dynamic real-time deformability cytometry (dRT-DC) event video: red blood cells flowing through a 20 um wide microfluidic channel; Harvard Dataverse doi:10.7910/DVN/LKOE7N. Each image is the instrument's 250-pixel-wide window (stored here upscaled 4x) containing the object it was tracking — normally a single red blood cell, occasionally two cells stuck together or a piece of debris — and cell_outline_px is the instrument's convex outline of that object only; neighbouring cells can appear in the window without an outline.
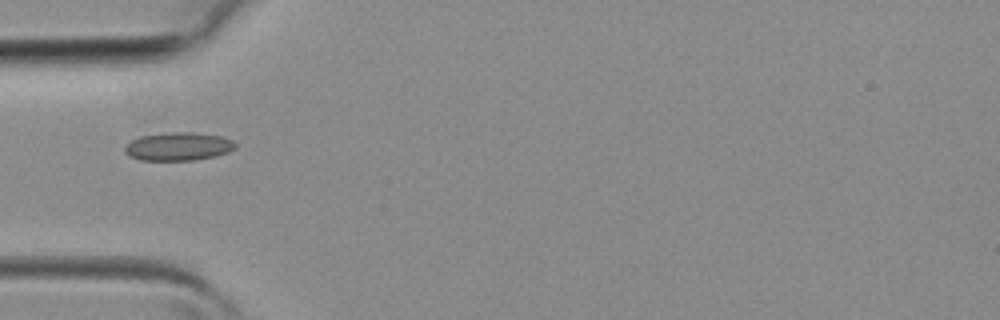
{"species": "common noctule bat (a hibernating species)", "species_latin": "Nyctalus noctula", "temperature_condition": "room temperature", "stored_images_in_passage": 1, "camera_frame_rate_fps": 3000, "um_per_image_px": 0.085, "animal": {"sex": "female", "body_mass_g": 19.3, "forearm_length_mm": 54.1}, "frame": {"image": 1, "passage_image": 1, "time_ms": 0.0, "image_size_px": [1000, 320], "cell_outline_px": [[236, 148], [228, 152], [216, 156], [192, 160], [140, 160], [128, 156], [124, 152], [124, 148], [132, 140], [140, 136], [172, 132], [192, 132], [220, 136], [232, 140], [236, 144]], "centroid_in_image_um": [15.15, 12.45], "position_along_channel_um": 69.8, "area_um2": 18.15}}